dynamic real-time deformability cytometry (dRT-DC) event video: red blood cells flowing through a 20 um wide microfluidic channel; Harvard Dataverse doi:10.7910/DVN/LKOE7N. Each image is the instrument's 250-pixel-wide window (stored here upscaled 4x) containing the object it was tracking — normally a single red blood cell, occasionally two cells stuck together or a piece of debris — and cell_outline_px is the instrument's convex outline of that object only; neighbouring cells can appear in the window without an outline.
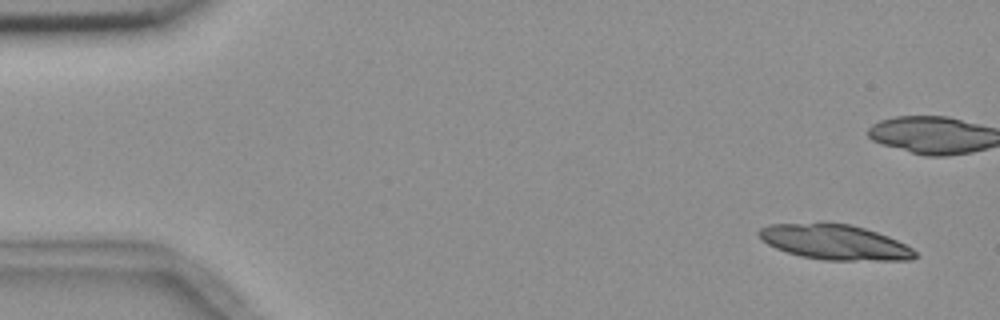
{"species": "common noctule bat (a hibernating species)", "species_latin": "Nyctalus noctula", "temperature_condition": "room temperature", "stored_images_in_passage": 2, "segment_of_instrument_passage": [2, 2], "camera_frame_rate_fps": 3000, "um_per_image_px": 0.085, "animal": {"sex": "female", "body_mass_g": 18.4}, "frame": {"image": 1, "passage_image": 2, "time_ms": 2.0, "image_size_px": [1000, 320], "cell_outline_px": [[916, 256], [912, 260], [824, 260], [800, 256], [776, 248], [768, 244], [756, 232], [760, 228], [768, 224], [820, 220], [828, 220], [852, 224], [888, 236], [912, 248], [916, 252]], "centroid_in_image_um": [70.9, 20.53], "position_along_channel_um": 14.1, "area_um2": 32.71}}